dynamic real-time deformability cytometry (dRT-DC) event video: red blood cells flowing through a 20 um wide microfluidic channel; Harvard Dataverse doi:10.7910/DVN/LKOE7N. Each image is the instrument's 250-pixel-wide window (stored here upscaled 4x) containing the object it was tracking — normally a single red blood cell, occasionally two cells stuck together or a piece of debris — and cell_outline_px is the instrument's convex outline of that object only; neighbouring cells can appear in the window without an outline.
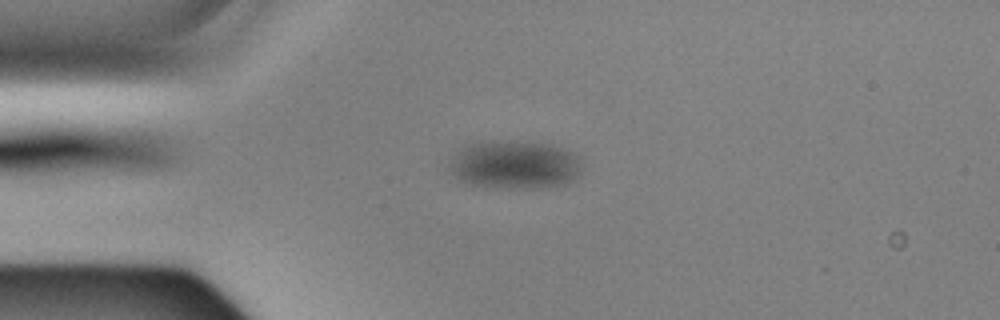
{"species": "Egyptian fruit bat (a non-hibernating species)", "species_latin": "Rousettus aegyptiacus", "temperature_condition": "cold", "stored_images_in_passage": 54, "camera_frame_rate_fps": 3000, "um_per_image_px": 0.085, "animal": {"sex": "male"}, "frame": {"image": 1, "passage_image": 10, "time_ms": 3.0, "image_size_px": [1000, 320], "cell_outline_px": [[580, 176], [564, 184], [532, 188], [468, 184], [460, 180], [448, 172], [448, 168], [456, 156], [468, 144], [552, 144], [564, 148], [580, 156]], "centroid_in_image_um": [43.83, 14.05], "position_along_channel_um": 41.2, "area_um2": 35.6}}
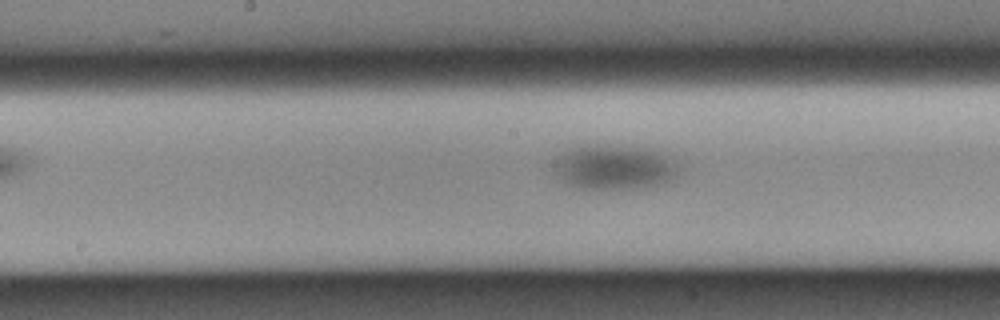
{"frame": {"image": 2, "passage_image": 25, "time_ms": 8.0, "image_size_px": [1000, 320], "cell_outline_px": [[676, 176], [660, 184], [636, 188], [580, 188], [564, 184], [556, 176], [552, 164], [564, 152], [576, 144], [628, 144], [652, 148], [660, 152], [672, 160], [676, 168]], "centroid_in_image_um": [52.12, 14.16], "position_along_channel_um": 196.1, "area_um2": 33.06}}
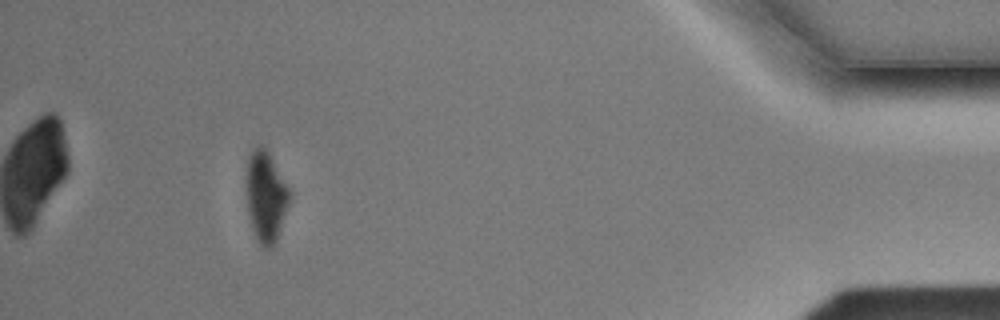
{"frame": {"image": 3, "passage_image": 49, "time_ms": 16.0, "image_size_px": [1000, 320], "cell_outline_px": [[292, 196], [276, 244], [272, 248], [264, 248], [260, 244], [252, 228], [248, 212], [248, 160], [252, 152], [260, 144], [268, 148], [292, 192]], "centroid_in_image_um": [22.67, 16.72], "position_along_channel_um": 412.5, "area_um2": 23.0}}